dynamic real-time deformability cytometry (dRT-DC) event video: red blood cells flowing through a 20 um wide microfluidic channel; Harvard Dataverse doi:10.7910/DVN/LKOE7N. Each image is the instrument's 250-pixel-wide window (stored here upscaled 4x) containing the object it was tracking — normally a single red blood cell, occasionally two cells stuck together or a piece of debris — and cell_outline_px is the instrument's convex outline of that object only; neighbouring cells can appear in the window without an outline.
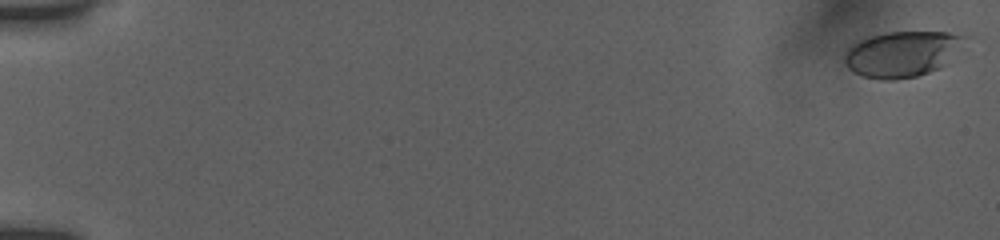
{"species": "human", "species_latin": "Homo sapiens", "temperature_condition": "room temperature", "stored_images_in_passage": 19, "camera_frame_rate_fps": 3000, "um_per_image_px": 0.085, "donor": {"sex": "female"}, "frame": {"image": 1, "passage_image": 1, "time_ms": 0.0, "image_size_px": [1000, 240], "cell_outline_px": [[964, 36], [944, 64], [940, 68], [916, 76], [892, 80], [880, 80], [864, 76], [848, 68], [844, 64], [844, 56], [848, 48], [860, 40], [872, 36], [888, 32], [948, 32]], "centroid_in_image_um": [76.57, 4.6], "position_along_channel_um": 8.4, "area_um2": 30.98}}
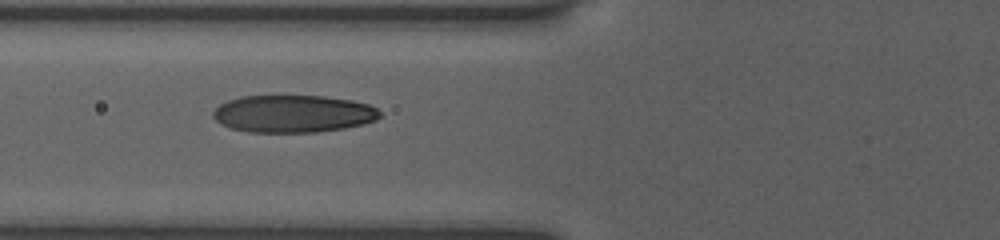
{"frame": {"image": 2, "passage_image": 16, "time_ms": 7.333, "image_size_px": [1000, 240], "cell_outline_px": [[380, 116], [376, 120], [364, 124], [344, 128], [316, 132], [248, 132], [232, 128], [220, 124], [212, 116], [212, 112], [220, 104], [228, 100], [240, 96], [324, 96], [352, 100], [368, 104], [376, 108], [380, 112]], "centroid_in_image_um": [24.91, 9.67], "position_along_channel_um": 100.9, "area_um2": 36.41}}
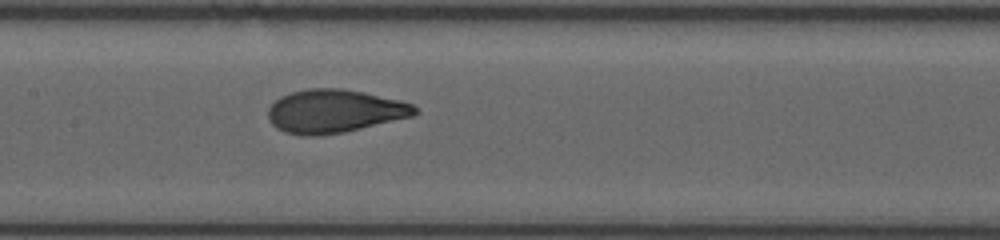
{"frame": {"image": 3, "passage_image": 19, "time_ms": 9.333, "image_size_px": [1000, 240], "cell_outline_px": [[420, 112], [412, 116], [344, 132], [316, 136], [300, 136], [284, 132], [276, 128], [268, 120], [268, 108], [280, 96], [292, 92], [308, 88], [344, 88], [364, 92], [400, 100], [412, 104]], "centroid_in_image_um": [28.4, 9.45], "position_along_channel_um": 179.0, "area_um2": 37.17}}